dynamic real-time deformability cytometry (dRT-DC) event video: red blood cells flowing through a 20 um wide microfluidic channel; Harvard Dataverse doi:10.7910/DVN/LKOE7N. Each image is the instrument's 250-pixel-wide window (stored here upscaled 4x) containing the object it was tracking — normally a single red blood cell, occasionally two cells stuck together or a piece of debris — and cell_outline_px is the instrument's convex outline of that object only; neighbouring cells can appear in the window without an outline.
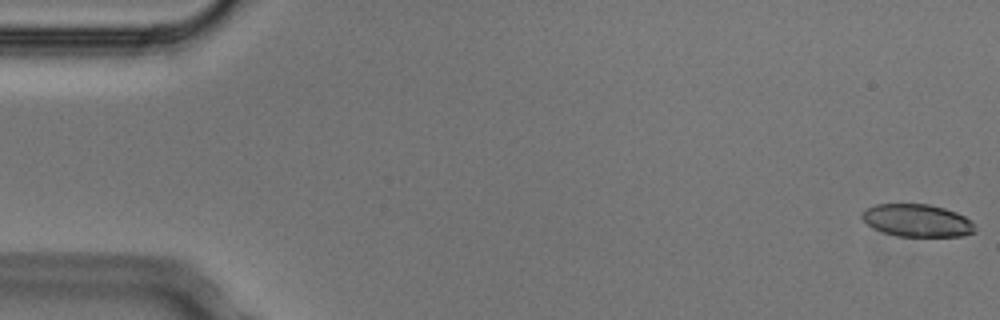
{"species": "Egyptian fruit bat (a non-hibernating species)", "species_latin": "Rousettus aegyptiacus", "temperature_condition": "cold", "stored_images_in_passage": 6, "segment_of_instrument_passage": [1, 2], "camera_frame_rate_fps": 3000, "um_per_image_px": 0.085, "animal": {"sex": "male"}, "frame": {"image": 1, "passage_image": 1, "time_ms": 0.0, "image_size_px": [1000, 320], "cell_outline_px": [[976, 232], [960, 236], [896, 236], [872, 228], [860, 216], [860, 212], [864, 208], [876, 204], [928, 204], [944, 208], [956, 212], [964, 216], [976, 228]], "centroid_in_image_um": [77.9, 18.73], "position_along_channel_um": 7.1, "area_um2": 21.44}}
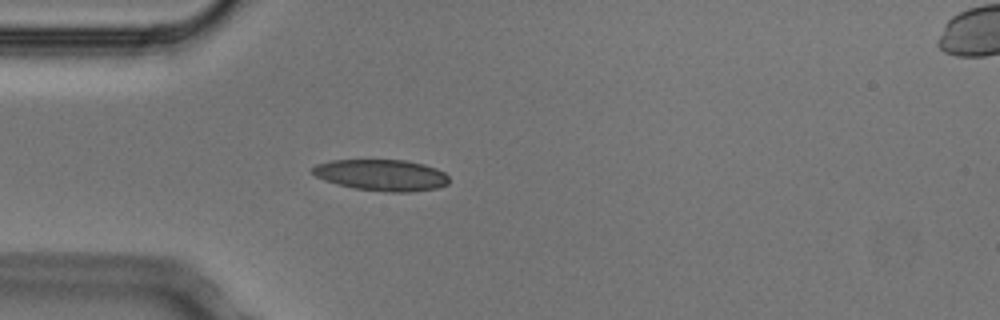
{"frame": {"image": 2, "passage_image": 5, "time_ms": 1.333, "image_size_px": [1000, 320], "cell_outline_px": [[448, 184], [436, 188], [412, 192], [388, 192], [352, 188], [324, 180], [316, 176], [312, 172], [312, 168], [316, 164], [332, 160], [408, 160], [424, 164], [436, 168], [444, 172], [448, 176]], "centroid_in_image_um": [32.44, 14.88], "position_along_channel_um": 52.6, "area_um2": 24.97}}